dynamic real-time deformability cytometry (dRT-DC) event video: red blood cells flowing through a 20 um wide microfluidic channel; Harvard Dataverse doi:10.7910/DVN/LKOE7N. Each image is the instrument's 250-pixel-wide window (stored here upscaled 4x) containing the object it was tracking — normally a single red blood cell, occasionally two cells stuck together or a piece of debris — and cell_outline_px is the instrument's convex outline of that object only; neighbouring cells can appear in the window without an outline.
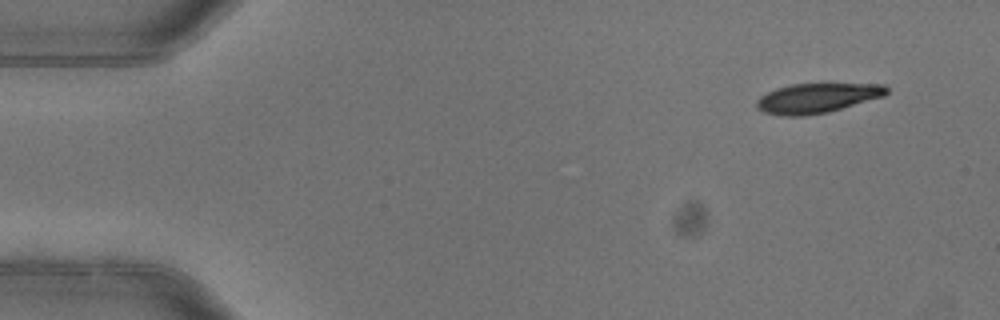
{"species": "common noctule bat (a hibernating species)", "species_latin": "Nyctalus noctula", "temperature_condition": "warm", "stored_images_in_passage": 3, "camera_frame_rate_fps": 3000, "um_per_image_px": 0.085, "animal": {"sex": "female"}, "frame": {"image": 1, "passage_image": 1, "time_ms": 0.0, "image_size_px": [1000, 320], "cell_outline_px": [[888, 92], [884, 96], [828, 112], [804, 116], [784, 116], [764, 112], [756, 108], [756, 100], [760, 96], [776, 88], [792, 84], [884, 84], [888, 88]], "centroid_in_image_um": [69.43, 8.34], "position_along_channel_um": 15.6, "area_um2": 22.43}}
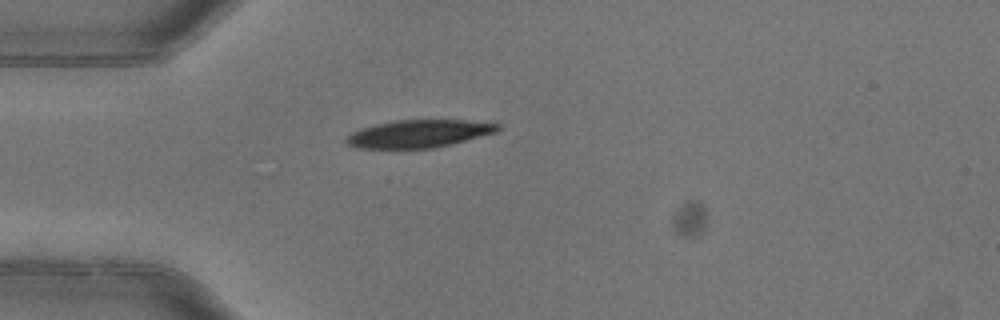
{"frame": {"image": 2, "passage_image": 3, "time_ms": 0.667, "image_size_px": [1000, 320], "cell_outline_px": [[500, 128], [496, 132], [452, 144], [432, 148], [356, 148], [348, 144], [344, 140], [352, 132], [376, 124], [396, 120], [464, 120], [500, 124]], "centroid_in_image_um": [35.61, 11.36], "position_along_channel_um": 49.4, "area_um2": 24.16}}